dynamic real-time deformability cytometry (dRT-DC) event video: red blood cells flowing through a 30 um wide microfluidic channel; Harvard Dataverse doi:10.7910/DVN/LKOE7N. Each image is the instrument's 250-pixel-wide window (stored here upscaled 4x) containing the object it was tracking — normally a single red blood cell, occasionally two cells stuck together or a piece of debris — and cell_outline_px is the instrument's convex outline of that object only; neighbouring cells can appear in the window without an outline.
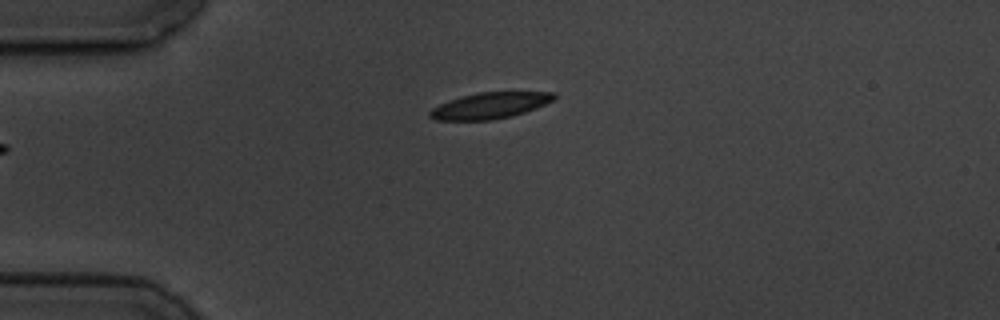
{"species": "common noctule bat (a hibernating species)", "species_latin": "Nyctalus noctula", "temperature_condition": "cold", "stored_images_in_passage": 5, "camera_frame_rate_fps": 3000, "um_per_image_px": 0.085, "animal": {"sex": "male", "body_mass_g": 19.5, "forearm_length_mm": 54.6}, "frame": {"image": 1, "passage_image": 5, "time_ms": 5.333, "image_size_px": [1000, 320], "cell_outline_px": [[556, 96], [552, 100], [536, 108], [512, 116], [492, 120], [436, 120], [428, 116], [428, 112], [432, 108], [448, 100], [460, 96], [480, 92], [556, 92]], "centroid_in_image_um": [41.61, 8.97], "position_along_channel_um": 43.4, "area_um2": 18.9}}